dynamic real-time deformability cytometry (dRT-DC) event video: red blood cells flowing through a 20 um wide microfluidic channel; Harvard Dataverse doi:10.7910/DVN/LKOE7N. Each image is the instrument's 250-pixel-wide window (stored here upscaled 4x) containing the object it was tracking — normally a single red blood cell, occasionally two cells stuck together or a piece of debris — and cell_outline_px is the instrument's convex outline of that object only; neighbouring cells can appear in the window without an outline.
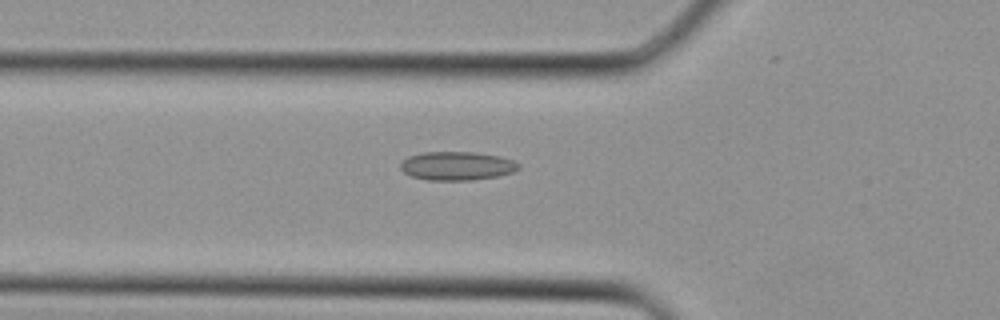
{"species": "Egyptian fruit bat (a non-hibernating species)", "species_latin": "Rousettus aegyptiacus", "temperature_condition": "cold", "stored_images_in_passage": 27, "camera_frame_rate_fps": 3000, "um_per_image_px": 0.085, "animal": {"sex": "female"}, "frame": {"image": 1, "passage_image": 4, "time_ms": 1.0, "image_size_px": [1000, 320], "cell_outline_px": [[520, 168], [512, 172], [496, 176], [472, 180], [428, 180], [412, 176], [404, 172], [400, 168], [400, 164], [408, 156], [424, 152], [472, 152], [500, 156], [512, 160], [520, 164]], "centroid_in_image_um": [38.84, 14.1], "position_along_channel_um": 87.0, "area_um2": 19.59}}
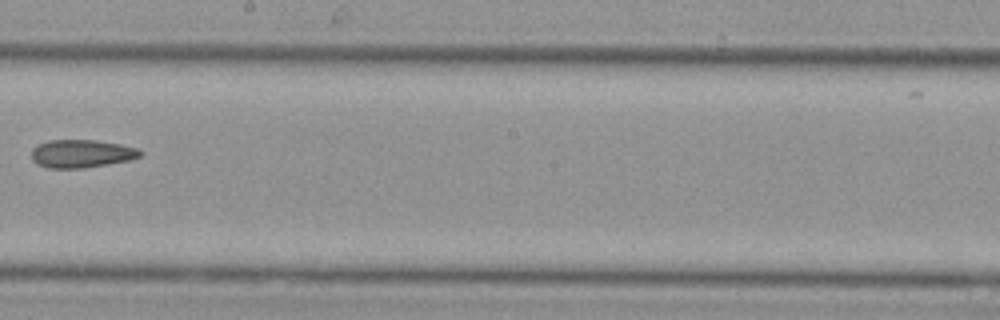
{"frame": {"image": 2, "passage_image": 12, "time_ms": 3.667, "image_size_px": [1000, 320], "cell_outline_px": [[144, 152], [140, 156], [128, 160], [108, 164], [84, 168], [48, 168], [36, 164], [32, 160], [32, 148], [36, 144], [48, 140], [96, 140], [120, 144], [136, 148]], "centroid_in_image_um": [6.89, 13.06], "position_along_channel_um": 241.3, "area_um2": 17.86}}
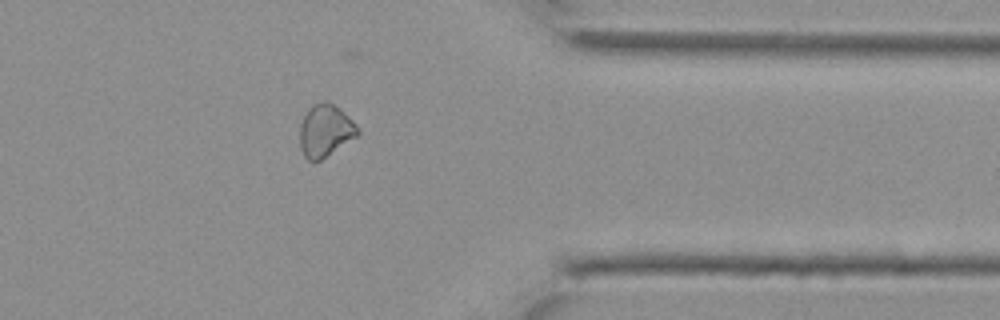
{"frame": {"image": 3, "passage_image": 20, "time_ms": 6.333, "image_size_px": [1000, 320], "cell_outline_px": [[360, 132], [356, 136], [320, 160], [312, 164], [304, 156], [300, 148], [300, 124], [308, 108], [312, 104], [324, 100], [328, 100], [340, 108], [360, 128]], "centroid_in_image_um": [27.63, 11.09], "position_along_channel_um": 383.8, "area_um2": 17.8}}